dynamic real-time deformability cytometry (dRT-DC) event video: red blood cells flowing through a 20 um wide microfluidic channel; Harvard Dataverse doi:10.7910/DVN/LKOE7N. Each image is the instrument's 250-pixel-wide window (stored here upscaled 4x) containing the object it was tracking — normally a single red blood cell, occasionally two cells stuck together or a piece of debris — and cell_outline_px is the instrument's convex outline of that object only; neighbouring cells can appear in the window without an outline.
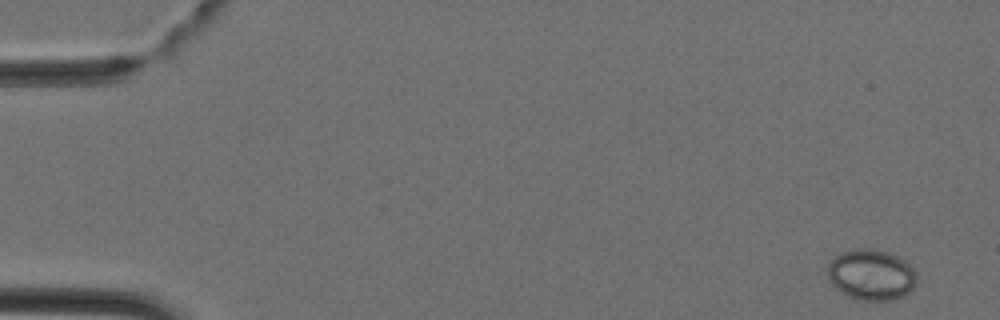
{"species": "Egyptian fruit bat (a non-hibernating species)", "species_latin": "Rousettus aegyptiacus", "temperature_condition": "cold", "stored_images_in_passage": 4, "camera_frame_rate_fps": 3000, "um_per_image_px": 0.085, "animal": {"sex": "female"}, "frame": {"image": 1, "passage_image": 1, "time_ms": 0.0, "image_size_px": [1000, 320], "cell_outline_px": [[916, 280], [912, 288], [904, 296], [892, 300], [860, 300], [848, 296], [836, 288], [832, 284], [828, 276], [828, 264], [840, 252], [856, 248], [868, 248], [888, 252], [900, 256], [916, 272]], "centroid_in_image_um": [74.06, 23.34], "position_along_channel_um": 10.9, "area_um2": 26.36}}